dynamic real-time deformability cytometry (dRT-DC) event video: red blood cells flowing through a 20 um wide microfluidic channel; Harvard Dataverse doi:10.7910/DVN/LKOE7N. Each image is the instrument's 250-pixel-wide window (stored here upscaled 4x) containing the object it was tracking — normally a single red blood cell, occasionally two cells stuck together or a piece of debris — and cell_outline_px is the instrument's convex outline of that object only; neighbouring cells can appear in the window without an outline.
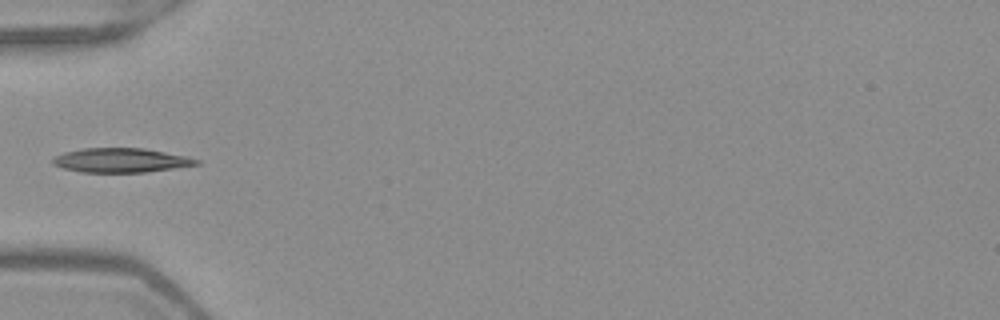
{"species": "Egyptian fruit bat (a non-hibernating species)", "species_latin": "Rousettus aegyptiacus", "temperature_condition": "warm", "stored_images_in_passage": 35, "camera_frame_rate_fps": 3000, "um_per_image_px": 0.085, "frame": {"image": 1, "passage_image": 1, "time_ms": 0.0, "image_size_px": [1000, 320], "cell_outline_px": [[200, 164], [144, 172], [80, 172], [64, 168], [52, 164], [52, 160], [56, 156], [64, 152], [84, 148], [144, 148], [188, 156], [200, 160]], "centroid_in_image_um": [10.29, 13.62], "position_along_channel_um": 74.7, "area_um2": 20.23}}
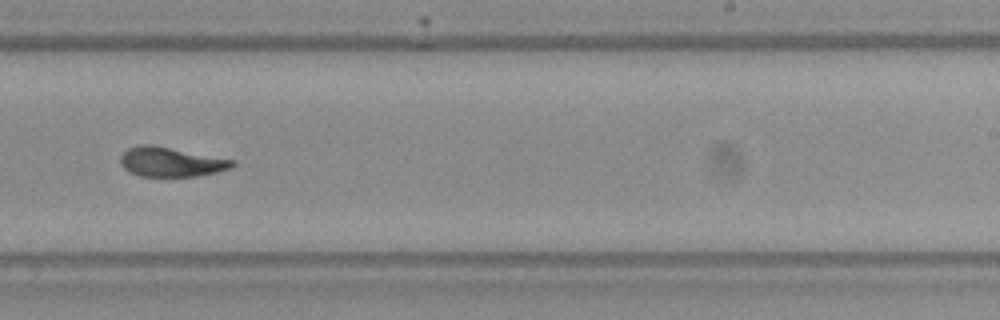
{"frame": {"image": 2, "passage_image": 16, "time_ms": 5.0, "image_size_px": [1000, 320], "cell_outline_px": [[236, 164], [232, 168], [216, 172], [196, 176], [140, 176], [128, 172], [120, 164], [120, 156], [128, 148], [140, 144], [152, 144], [236, 160]], "centroid_in_image_um": [14.53, 13.76], "position_along_channel_um": 274.5, "area_um2": 19.42}}
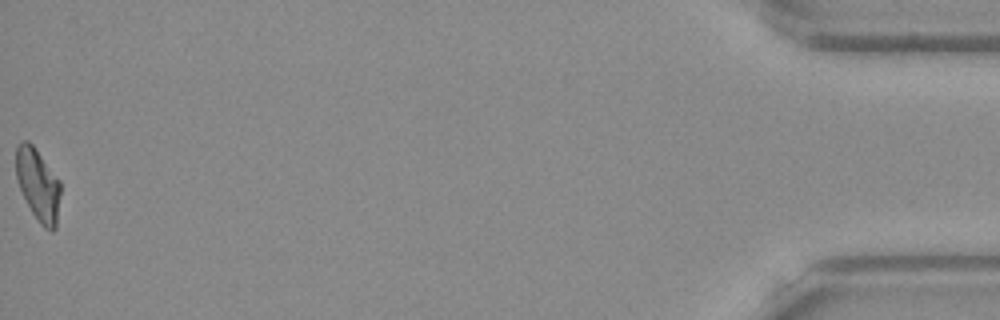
{"frame": {"image": 3, "passage_image": 35, "time_ms": 11.333, "image_size_px": [1000, 320], "cell_outline_px": [[60, 192], [56, 228], [52, 232], [44, 228], [40, 224], [32, 212], [20, 188], [16, 176], [16, 144], [24, 140], [28, 140], [32, 144], [60, 180]], "centroid_in_image_um": [3.23, 15.69], "position_along_channel_um": 432.0, "area_um2": 18.61}}